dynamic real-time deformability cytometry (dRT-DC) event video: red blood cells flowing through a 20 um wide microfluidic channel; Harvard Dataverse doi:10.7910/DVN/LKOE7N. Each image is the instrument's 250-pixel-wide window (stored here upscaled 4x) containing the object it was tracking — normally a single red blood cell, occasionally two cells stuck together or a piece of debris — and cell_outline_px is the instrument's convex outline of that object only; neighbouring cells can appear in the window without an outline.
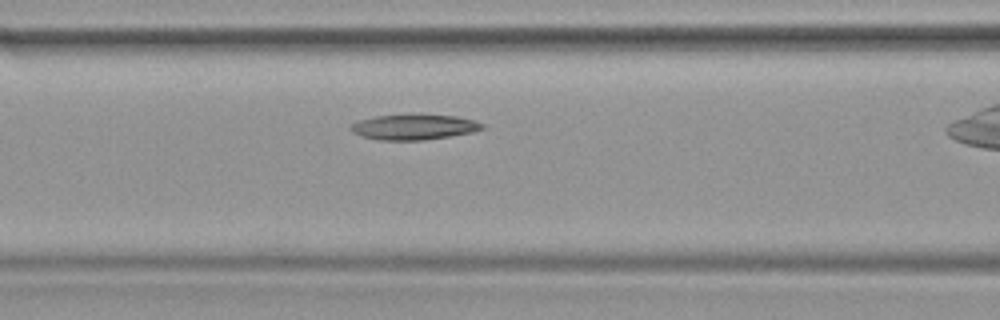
{"species": "common noctule bat (a hibernating species)", "species_latin": "Nyctalus noctula", "temperature_condition": "warm", "stored_images_in_passage": 24, "camera_frame_rate_fps": 3000, "um_per_image_px": 0.085, "animal": {"sex": "female", "body_mass_g": 19.9}, "frame": {"image": 1, "passage_image": 8, "time_ms": 2.333, "image_size_px": [1000, 320], "cell_outline_px": [[484, 128], [472, 132], [424, 140], [376, 140], [360, 136], [352, 132], [348, 128], [348, 124], [356, 120], [376, 116], [420, 112], [456, 116], [472, 120], [484, 124]], "centroid_in_image_um": [35.1, 10.76], "position_along_channel_um": 131.5, "area_um2": 20.23}}
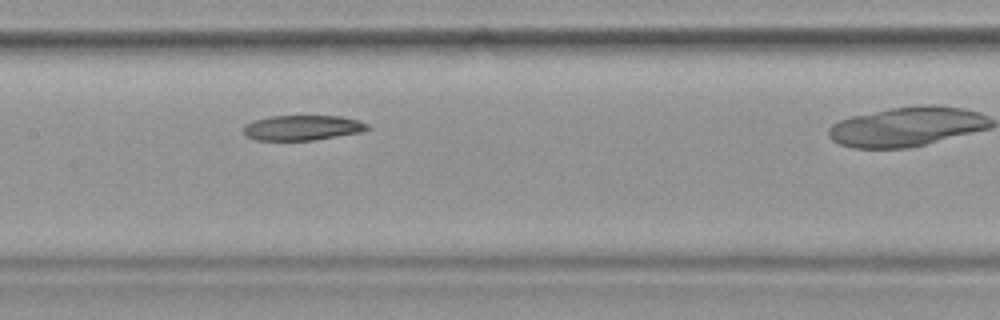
{"frame": {"image": 2, "passage_image": 11, "time_ms": 3.333, "image_size_px": [1000, 320], "cell_outline_px": [[372, 128], [360, 132], [316, 140], [256, 140], [248, 136], [244, 132], [244, 124], [252, 120], [268, 116], [340, 116], [360, 120], [368, 124]], "centroid_in_image_um": [25.72, 10.85], "position_along_channel_um": 181.7, "area_um2": 18.26}}